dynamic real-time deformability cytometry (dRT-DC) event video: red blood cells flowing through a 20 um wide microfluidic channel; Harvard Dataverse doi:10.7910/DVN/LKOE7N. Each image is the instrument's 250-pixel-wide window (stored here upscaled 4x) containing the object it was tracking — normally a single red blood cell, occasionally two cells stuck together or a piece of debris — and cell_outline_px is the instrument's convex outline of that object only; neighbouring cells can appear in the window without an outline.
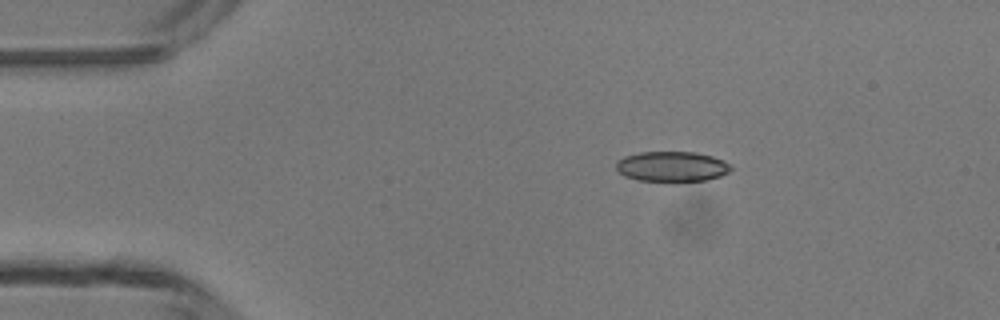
{"species": "common noctule bat (a hibernating species)", "species_latin": "Nyctalus noctula", "temperature_condition": "room temperature", "stored_images_in_passage": 4, "camera_frame_rate_fps": 3000, "um_per_image_px": 0.085, "animal": {"sex": "male", "body_mass_g": 13.3}, "frame": {"image": 1, "passage_image": 1, "time_ms": 0.0, "image_size_px": [1000, 320], "cell_outline_px": [[732, 168], [728, 172], [720, 176], [708, 180], [636, 180], [624, 176], [616, 168], [616, 160], [624, 156], [640, 152], [696, 152], [712, 156], [724, 160]], "centroid_in_image_um": [57.09, 14.13], "position_along_channel_um": 27.9, "area_um2": 20.0}}
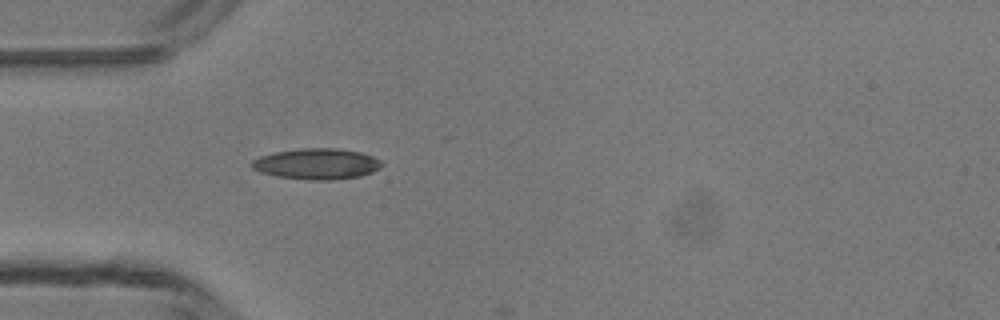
{"frame": {"image": 2, "passage_image": 3, "time_ms": 2.0, "image_size_px": [1000, 320], "cell_outline_px": [[384, 164], [380, 168], [372, 172], [360, 176], [328, 180], [312, 180], [276, 176], [260, 172], [252, 168], [252, 160], [260, 156], [276, 152], [304, 148], [336, 148], [360, 152], [372, 156], [380, 160]], "centroid_in_image_um": [26.94, 13.93], "position_along_channel_um": 58.1, "area_um2": 23.24}}